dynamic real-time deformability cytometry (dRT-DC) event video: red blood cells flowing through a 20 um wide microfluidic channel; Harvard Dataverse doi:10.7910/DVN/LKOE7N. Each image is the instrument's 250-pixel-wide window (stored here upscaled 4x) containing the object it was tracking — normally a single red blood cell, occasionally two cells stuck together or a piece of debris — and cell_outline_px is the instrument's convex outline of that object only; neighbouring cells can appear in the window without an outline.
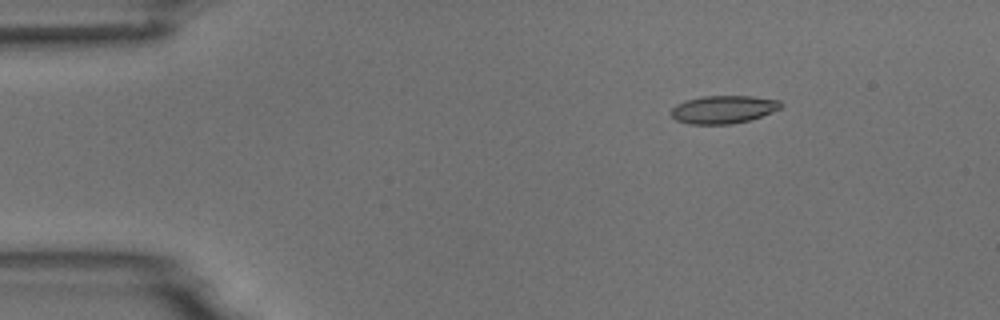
{"species": "common noctule bat (a hibernating species)", "species_latin": "Nyctalus noctula", "temperature_condition": "room temperature", "stored_images_in_passage": 5, "camera_frame_rate_fps": 3000, "um_per_image_px": 0.085, "animal": {"sex": "male", "body_mass_g": 18.8}, "frame": {"image": 1, "passage_image": 2, "time_ms": 1.0, "image_size_px": [1000, 320], "cell_outline_px": [[784, 104], [780, 108], [772, 112], [748, 120], [732, 124], [688, 124], [676, 120], [668, 112], [676, 104], [684, 100], [700, 96], [752, 96], [780, 100]], "centroid_in_image_um": [61.45, 9.29], "position_along_channel_um": 23.6, "area_um2": 18.03}}
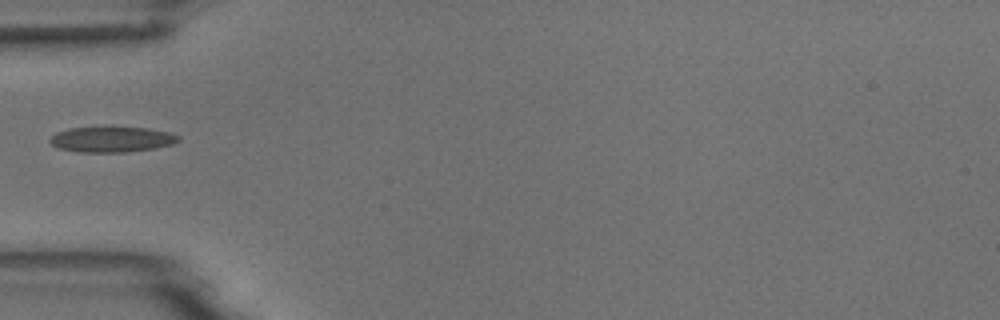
{"frame": {"image": 2, "passage_image": 5, "time_ms": 4.333, "image_size_px": [1000, 320], "cell_outline_px": [[180, 140], [172, 144], [156, 148], [128, 152], [76, 152], [60, 148], [52, 144], [48, 140], [56, 132], [68, 128], [148, 128], [172, 132], [180, 136]], "centroid_in_image_um": [9.53, 11.86], "position_along_channel_um": 75.5, "area_um2": 19.02}}